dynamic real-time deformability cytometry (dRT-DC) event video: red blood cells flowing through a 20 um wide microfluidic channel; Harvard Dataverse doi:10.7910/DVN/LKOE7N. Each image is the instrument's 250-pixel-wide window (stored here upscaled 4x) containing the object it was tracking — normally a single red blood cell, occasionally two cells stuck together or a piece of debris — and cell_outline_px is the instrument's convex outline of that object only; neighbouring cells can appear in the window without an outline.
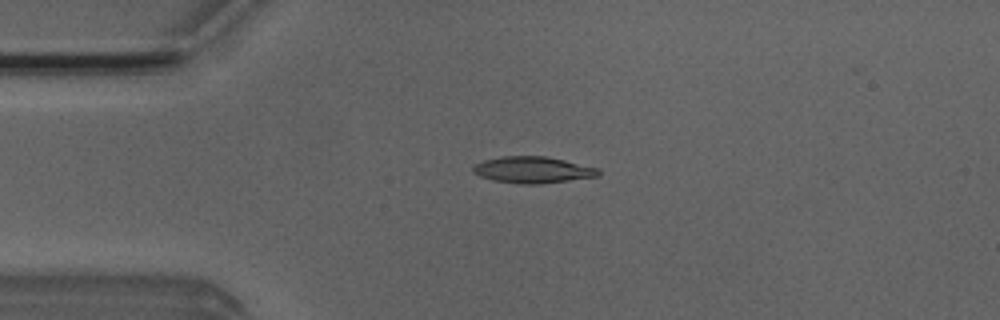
{"species": "Egyptian fruit bat (a non-hibernating species)", "species_latin": "Rousettus aegyptiacus", "temperature_condition": "room temperature", "stored_images_in_passage": 47, "camera_frame_rate_fps": 3000, "um_per_image_px": 0.085, "animal": {"sex": "male"}, "frame": {"image": 1, "passage_image": 12, "time_ms": 3.667, "image_size_px": [1000, 320], "cell_outline_px": [[600, 176], [540, 184], [520, 184], [492, 180], [480, 176], [472, 172], [472, 168], [476, 164], [484, 160], [500, 156], [544, 156], [564, 160], [600, 168]], "centroid_in_image_um": [45.29, 14.44], "position_along_channel_um": 39.7, "area_um2": 19.42}}
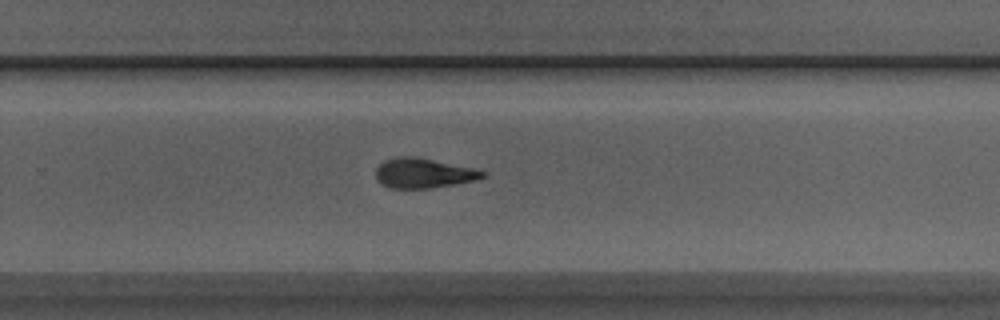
{"frame": {"image": 2, "passage_image": 33, "time_ms": 10.667, "image_size_px": [1000, 320], "cell_outline_px": [[484, 176], [476, 180], [432, 188], [388, 188], [376, 180], [376, 168], [384, 160], [400, 156], [416, 156], [472, 168], [484, 172]], "centroid_in_image_um": [35.93, 14.72], "position_along_channel_um": 293.9, "area_um2": 18.44}}
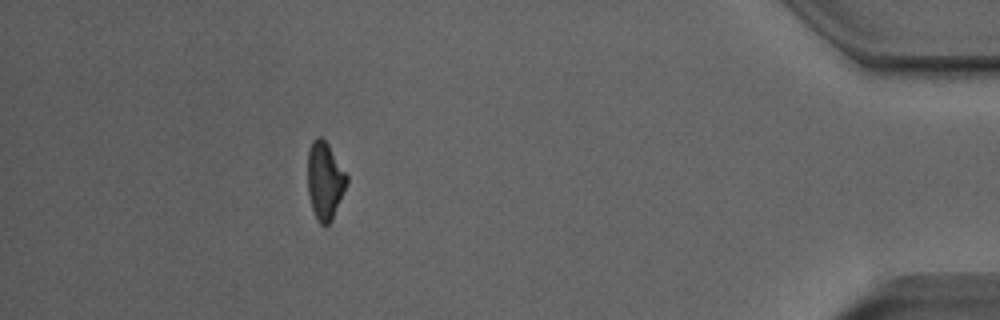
{"frame": {"image": 3, "passage_image": 46, "time_ms": 15.0, "image_size_px": [1000, 320], "cell_outline_px": [[348, 180], [332, 220], [324, 228], [316, 220], [312, 208], [308, 192], [308, 148], [312, 140], [316, 136], [320, 136], [328, 144], [348, 176]], "centroid_in_image_um": [27.59, 15.36], "position_along_channel_um": 407.6, "area_um2": 17.69}}